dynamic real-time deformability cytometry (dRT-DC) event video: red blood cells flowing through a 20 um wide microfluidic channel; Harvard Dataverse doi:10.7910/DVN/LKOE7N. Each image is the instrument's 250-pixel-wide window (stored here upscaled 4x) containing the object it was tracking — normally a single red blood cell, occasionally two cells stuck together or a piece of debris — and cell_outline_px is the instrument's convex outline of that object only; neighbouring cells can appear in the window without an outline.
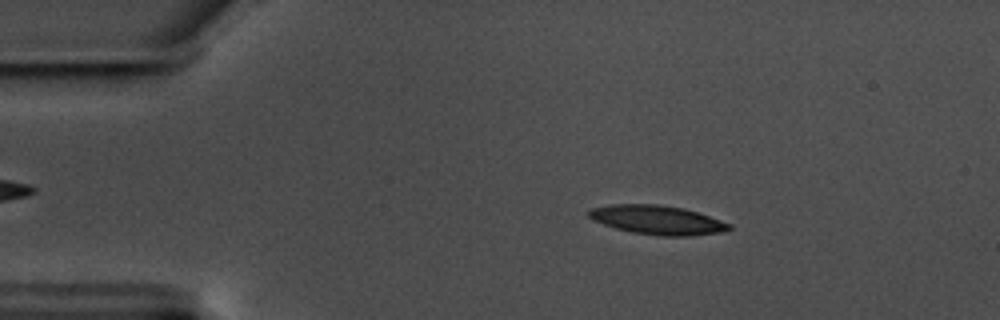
{"species": "common noctule bat (a hibernating species)", "species_latin": "Nyctalus noctula", "temperature_condition": "warm", "stored_images_in_passage": 58, "camera_frame_rate_fps": 3000, "um_per_image_px": 0.085, "animal": {"sex": "male", "body_mass_g": 17.5, "forearm_length_mm": 52.3}, "frame": {"image": 1, "passage_image": 10, "time_ms": 3.0, "image_size_px": [1000, 320], "cell_outline_px": [[732, 228], [724, 232], [688, 236], [664, 236], [632, 232], [616, 228], [604, 224], [588, 216], [588, 212], [592, 208], [612, 204], [660, 204], [684, 208], [732, 224]], "centroid_in_image_um": [55.91, 18.69], "position_along_channel_um": 29.1, "area_um2": 23.58}}
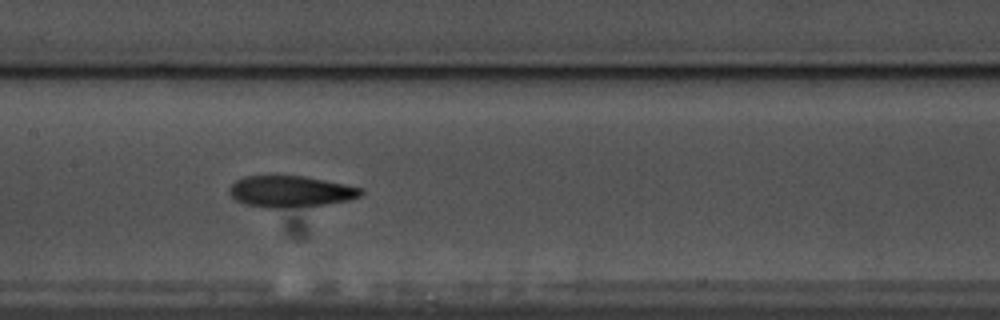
{"frame": {"image": 2, "passage_image": 28, "time_ms": 9.0, "image_size_px": [1000, 320], "cell_outline_px": [[364, 192], [360, 196], [348, 200], [324, 204], [276, 208], [264, 208], [244, 204], [236, 200], [228, 192], [228, 188], [236, 180], [244, 176], [304, 176], [364, 188]], "centroid_in_image_um": [24.66, 16.27], "position_along_channel_um": 182.7, "area_um2": 23.93}}
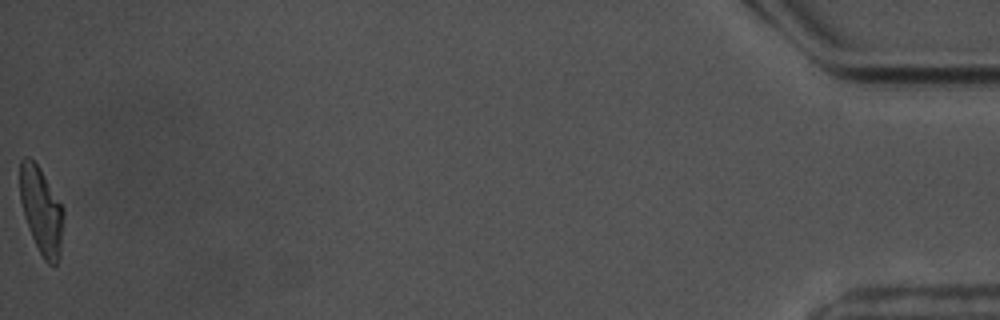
{"frame": {"image": 3, "passage_image": 58, "time_ms": 19.0, "image_size_px": [1000, 320], "cell_outline_px": [[64, 216], [60, 256], [56, 264], [48, 264], [44, 260], [28, 228], [24, 216], [20, 200], [20, 160], [24, 156], [28, 156], [40, 168], [64, 208]], "centroid_in_image_um": [3.52, 17.89], "position_along_channel_um": 431.7, "area_um2": 22.08}, "authors_computed_cell_mechanics": {"area_um2": 23.3512, "velocity_mm_per_s": 3.5133, "shape_relaxation_time_tau1_ms": 5.6539, "shape_relaxation_time_tau2_ms": 3.075, "deformation_change_tau1": 0.1931, "deformation_change_tau2": 0.1062}}